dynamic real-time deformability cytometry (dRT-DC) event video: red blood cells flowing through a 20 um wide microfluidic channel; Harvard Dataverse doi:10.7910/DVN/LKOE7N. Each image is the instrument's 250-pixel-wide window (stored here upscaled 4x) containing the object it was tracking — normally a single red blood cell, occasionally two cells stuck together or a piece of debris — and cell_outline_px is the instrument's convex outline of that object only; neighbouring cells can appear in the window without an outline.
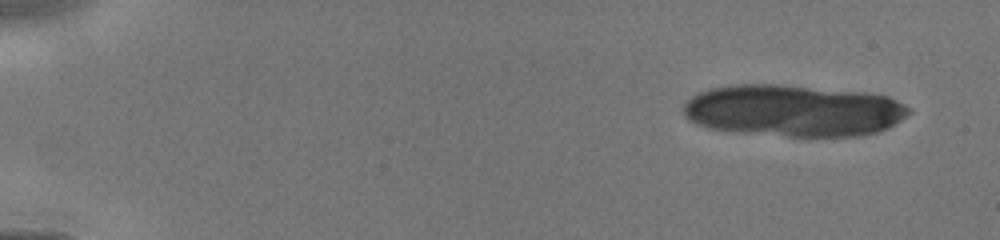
{"species": "human", "species_latin": "Homo sapiens", "temperature_condition": "cold", "stored_images_in_passage": 12, "camera_frame_rate_fps": 3000, "um_per_image_px": 0.085, "donor": {"sex": "male"}, "frame": {"image": 1, "passage_image": 1, "time_ms": 0.0, "image_size_px": [1000, 240], "cell_outline_px": [[912, 112], [888, 128], [880, 132], [860, 136], [788, 136], [736, 132], [708, 128], [696, 124], [688, 120], [684, 116], [684, 104], [692, 96], [708, 88], [732, 84], [780, 84], [864, 92], [888, 96], [912, 108]], "centroid_in_image_um": [67.44, 9.4], "position_along_channel_um": 17.6, "area_um2": 68.61}}